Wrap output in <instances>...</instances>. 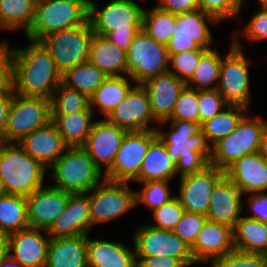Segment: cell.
<instances>
[{
	"mask_svg": "<svg viewBox=\"0 0 267 267\" xmlns=\"http://www.w3.org/2000/svg\"><path fill=\"white\" fill-rule=\"evenodd\" d=\"M176 175V166L169 158L164 143L156 137L143 159L139 175L133 181L139 184L148 181H171Z\"/></svg>",
	"mask_w": 267,
	"mask_h": 267,
	"instance_id": "obj_29",
	"label": "cell"
},
{
	"mask_svg": "<svg viewBox=\"0 0 267 267\" xmlns=\"http://www.w3.org/2000/svg\"><path fill=\"white\" fill-rule=\"evenodd\" d=\"M141 184L142 190L136 191V205L144 203L155 210L175 197L169 190L170 181H148Z\"/></svg>",
	"mask_w": 267,
	"mask_h": 267,
	"instance_id": "obj_42",
	"label": "cell"
},
{
	"mask_svg": "<svg viewBox=\"0 0 267 267\" xmlns=\"http://www.w3.org/2000/svg\"><path fill=\"white\" fill-rule=\"evenodd\" d=\"M50 168L52 187L72 194L88 193L105 179L82 146H68Z\"/></svg>",
	"mask_w": 267,
	"mask_h": 267,
	"instance_id": "obj_3",
	"label": "cell"
},
{
	"mask_svg": "<svg viewBox=\"0 0 267 267\" xmlns=\"http://www.w3.org/2000/svg\"><path fill=\"white\" fill-rule=\"evenodd\" d=\"M14 90L0 91V136L3 135Z\"/></svg>",
	"mask_w": 267,
	"mask_h": 267,
	"instance_id": "obj_56",
	"label": "cell"
},
{
	"mask_svg": "<svg viewBox=\"0 0 267 267\" xmlns=\"http://www.w3.org/2000/svg\"><path fill=\"white\" fill-rule=\"evenodd\" d=\"M212 267H267V254L233 249L226 255L209 261Z\"/></svg>",
	"mask_w": 267,
	"mask_h": 267,
	"instance_id": "obj_43",
	"label": "cell"
},
{
	"mask_svg": "<svg viewBox=\"0 0 267 267\" xmlns=\"http://www.w3.org/2000/svg\"><path fill=\"white\" fill-rule=\"evenodd\" d=\"M158 136L157 130L127 131L121 141L112 166L104 172L111 181H133L138 175L151 142Z\"/></svg>",
	"mask_w": 267,
	"mask_h": 267,
	"instance_id": "obj_13",
	"label": "cell"
},
{
	"mask_svg": "<svg viewBox=\"0 0 267 267\" xmlns=\"http://www.w3.org/2000/svg\"><path fill=\"white\" fill-rule=\"evenodd\" d=\"M170 122L171 129L166 133L158 129V138L164 143L169 158L176 166L181 151L191 143H202V124L185 120L168 119L158 123L163 126Z\"/></svg>",
	"mask_w": 267,
	"mask_h": 267,
	"instance_id": "obj_28",
	"label": "cell"
},
{
	"mask_svg": "<svg viewBox=\"0 0 267 267\" xmlns=\"http://www.w3.org/2000/svg\"><path fill=\"white\" fill-rule=\"evenodd\" d=\"M134 235L136 257L167 256L180 259L186 266L195 263L191 247L171 230L148 224L140 226Z\"/></svg>",
	"mask_w": 267,
	"mask_h": 267,
	"instance_id": "obj_14",
	"label": "cell"
},
{
	"mask_svg": "<svg viewBox=\"0 0 267 267\" xmlns=\"http://www.w3.org/2000/svg\"><path fill=\"white\" fill-rule=\"evenodd\" d=\"M228 105L217 89L198 91L200 123L202 124L206 120L213 118Z\"/></svg>",
	"mask_w": 267,
	"mask_h": 267,
	"instance_id": "obj_49",
	"label": "cell"
},
{
	"mask_svg": "<svg viewBox=\"0 0 267 267\" xmlns=\"http://www.w3.org/2000/svg\"><path fill=\"white\" fill-rule=\"evenodd\" d=\"M184 212L185 209L182 207L179 198L175 196L169 202L153 210V218L156 225H149L158 229L173 231Z\"/></svg>",
	"mask_w": 267,
	"mask_h": 267,
	"instance_id": "obj_46",
	"label": "cell"
},
{
	"mask_svg": "<svg viewBox=\"0 0 267 267\" xmlns=\"http://www.w3.org/2000/svg\"><path fill=\"white\" fill-rule=\"evenodd\" d=\"M224 175V170L209 164L201 171L180 177L177 197L185 211L207 216L213 188Z\"/></svg>",
	"mask_w": 267,
	"mask_h": 267,
	"instance_id": "obj_15",
	"label": "cell"
},
{
	"mask_svg": "<svg viewBox=\"0 0 267 267\" xmlns=\"http://www.w3.org/2000/svg\"><path fill=\"white\" fill-rule=\"evenodd\" d=\"M88 267H136L135 250L121 242L92 240L87 235Z\"/></svg>",
	"mask_w": 267,
	"mask_h": 267,
	"instance_id": "obj_26",
	"label": "cell"
},
{
	"mask_svg": "<svg viewBox=\"0 0 267 267\" xmlns=\"http://www.w3.org/2000/svg\"><path fill=\"white\" fill-rule=\"evenodd\" d=\"M37 0H0V29L29 31L35 17Z\"/></svg>",
	"mask_w": 267,
	"mask_h": 267,
	"instance_id": "obj_36",
	"label": "cell"
},
{
	"mask_svg": "<svg viewBox=\"0 0 267 267\" xmlns=\"http://www.w3.org/2000/svg\"><path fill=\"white\" fill-rule=\"evenodd\" d=\"M136 261V267H187L180 259L167 256L136 257Z\"/></svg>",
	"mask_w": 267,
	"mask_h": 267,
	"instance_id": "obj_54",
	"label": "cell"
},
{
	"mask_svg": "<svg viewBox=\"0 0 267 267\" xmlns=\"http://www.w3.org/2000/svg\"><path fill=\"white\" fill-rule=\"evenodd\" d=\"M144 10L134 0H111L98 11L97 5L89 0V20L93 32L100 36L117 32H139L142 29Z\"/></svg>",
	"mask_w": 267,
	"mask_h": 267,
	"instance_id": "obj_12",
	"label": "cell"
},
{
	"mask_svg": "<svg viewBox=\"0 0 267 267\" xmlns=\"http://www.w3.org/2000/svg\"><path fill=\"white\" fill-rule=\"evenodd\" d=\"M127 75L136 84L169 71L166 45L157 42L141 29L126 52Z\"/></svg>",
	"mask_w": 267,
	"mask_h": 267,
	"instance_id": "obj_7",
	"label": "cell"
},
{
	"mask_svg": "<svg viewBox=\"0 0 267 267\" xmlns=\"http://www.w3.org/2000/svg\"><path fill=\"white\" fill-rule=\"evenodd\" d=\"M51 115H68L90 108L89 97L60 83L50 100Z\"/></svg>",
	"mask_w": 267,
	"mask_h": 267,
	"instance_id": "obj_39",
	"label": "cell"
},
{
	"mask_svg": "<svg viewBox=\"0 0 267 267\" xmlns=\"http://www.w3.org/2000/svg\"><path fill=\"white\" fill-rule=\"evenodd\" d=\"M209 165V149L203 143H191L181 151L176 165L180 177L203 170Z\"/></svg>",
	"mask_w": 267,
	"mask_h": 267,
	"instance_id": "obj_41",
	"label": "cell"
},
{
	"mask_svg": "<svg viewBox=\"0 0 267 267\" xmlns=\"http://www.w3.org/2000/svg\"><path fill=\"white\" fill-rule=\"evenodd\" d=\"M175 23L176 14L163 11L157 6L150 11L144 10L142 29L159 43L168 44Z\"/></svg>",
	"mask_w": 267,
	"mask_h": 267,
	"instance_id": "obj_40",
	"label": "cell"
},
{
	"mask_svg": "<svg viewBox=\"0 0 267 267\" xmlns=\"http://www.w3.org/2000/svg\"><path fill=\"white\" fill-rule=\"evenodd\" d=\"M45 267H88L87 235L51 238Z\"/></svg>",
	"mask_w": 267,
	"mask_h": 267,
	"instance_id": "obj_27",
	"label": "cell"
},
{
	"mask_svg": "<svg viewBox=\"0 0 267 267\" xmlns=\"http://www.w3.org/2000/svg\"><path fill=\"white\" fill-rule=\"evenodd\" d=\"M220 55V52L216 49L207 50L200 57L192 77L186 83V86L197 91L217 89L222 62Z\"/></svg>",
	"mask_w": 267,
	"mask_h": 267,
	"instance_id": "obj_38",
	"label": "cell"
},
{
	"mask_svg": "<svg viewBox=\"0 0 267 267\" xmlns=\"http://www.w3.org/2000/svg\"><path fill=\"white\" fill-rule=\"evenodd\" d=\"M132 88V84L127 77L108 76L105 81L89 97L90 108L98 107L100 114L104 118L125 98Z\"/></svg>",
	"mask_w": 267,
	"mask_h": 267,
	"instance_id": "obj_34",
	"label": "cell"
},
{
	"mask_svg": "<svg viewBox=\"0 0 267 267\" xmlns=\"http://www.w3.org/2000/svg\"><path fill=\"white\" fill-rule=\"evenodd\" d=\"M250 110L241 105H228L213 118L202 123V143L210 149L227 137Z\"/></svg>",
	"mask_w": 267,
	"mask_h": 267,
	"instance_id": "obj_31",
	"label": "cell"
},
{
	"mask_svg": "<svg viewBox=\"0 0 267 267\" xmlns=\"http://www.w3.org/2000/svg\"><path fill=\"white\" fill-rule=\"evenodd\" d=\"M197 3L200 10L223 22L239 14L244 0H197Z\"/></svg>",
	"mask_w": 267,
	"mask_h": 267,
	"instance_id": "obj_48",
	"label": "cell"
},
{
	"mask_svg": "<svg viewBox=\"0 0 267 267\" xmlns=\"http://www.w3.org/2000/svg\"><path fill=\"white\" fill-rule=\"evenodd\" d=\"M156 6L163 11L173 14L199 9L197 0H159Z\"/></svg>",
	"mask_w": 267,
	"mask_h": 267,
	"instance_id": "obj_53",
	"label": "cell"
},
{
	"mask_svg": "<svg viewBox=\"0 0 267 267\" xmlns=\"http://www.w3.org/2000/svg\"><path fill=\"white\" fill-rule=\"evenodd\" d=\"M0 267H22L18 261H15L9 254H7L0 262Z\"/></svg>",
	"mask_w": 267,
	"mask_h": 267,
	"instance_id": "obj_58",
	"label": "cell"
},
{
	"mask_svg": "<svg viewBox=\"0 0 267 267\" xmlns=\"http://www.w3.org/2000/svg\"><path fill=\"white\" fill-rule=\"evenodd\" d=\"M247 201L252 215L246 217L267 223V193L257 192L248 194Z\"/></svg>",
	"mask_w": 267,
	"mask_h": 267,
	"instance_id": "obj_52",
	"label": "cell"
},
{
	"mask_svg": "<svg viewBox=\"0 0 267 267\" xmlns=\"http://www.w3.org/2000/svg\"><path fill=\"white\" fill-rule=\"evenodd\" d=\"M233 43L229 52L222 58L217 90L230 105H241L249 109L250 102V74L248 60L244 56L243 46L238 38V31H234ZM237 34V35H236Z\"/></svg>",
	"mask_w": 267,
	"mask_h": 267,
	"instance_id": "obj_8",
	"label": "cell"
},
{
	"mask_svg": "<svg viewBox=\"0 0 267 267\" xmlns=\"http://www.w3.org/2000/svg\"><path fill=\"white\" fill-rule=\"evenodd\" d=\"M233 249L232 228L208 219L191 246L195 263L204 264L226 255Z\"/></svg>",
	"mask_w": 267,
	"mask_h": 267,
	"instance_id": "obj_24",
	"label": "cell"
},
{
	"mask_svg": "<svg viewBox=\"0 0 267 267\" xmlns=\"http://www.w3.org/2000/svg\"><path fill=\"white\" fill-rule=\"evenodd\" d=\"M28 41V47L14 48L13 90L21 96L51 100L62 74L40 42Z\"/></svg>",
	"mask_w": 267,
	"mask_h": 267,
	"instance_id": "obj_1",
	"label": "cell"
},
{
	"mask_svg": "<svg viewBox=\"0 0 267 267\" xmlns=\"http://www.w3.org/2000/svg\"><path fill=\"white\" fill-rule=\"evenodd\" d=\"M241 31L251 42L267 39V8H260Z\"/></svg>",
	"mask_w": 267,
	"mask_h": 267,
	"instance_id": "obj_51",
	"label": "cell"
},
{
	"mask_svg": "<svg viewBox=\"0 0 267 267\" xmlns=\"http://www.w3.org/2000/svg\"><path fill=\"white\" fill-rule=\"evenodd\" d=\"M28 227L26 197L16 194L0 196V233L9 236Z\"/></svg>",
	"mask_w": 267,
	"mask_h": 267,
	"instance_id": "obj_35",
	"label": "cell"
},
{
	"mask_svg": "<svg viewBox=\"0 0 267 267\" xmlns=\"http://www.w3.org/2000/svg\"><path fill=\"white\" fill-rule=\"evenodd\" d=\"M90 202L86 193L71 194L63 214L47 230L51 238L88 235L91 229Z\"/></svg>",
	"mask_w": 267,
	"mask_h": 267,
	"instance_id": "obj_21",
	"label": "cell"
},
{
	"mask_svg": "<svg viewBox=\"0 0 267 267\" xmlns=\"http://www.w3.org/2000/svg\"><path fill=\"white\" fill-rule=\"evenodd\" d=\"M17 143L46 169H49L68 147L52 121L24 136Z\"/></svg>",
	"mask_w": 267,
	"mask_h": 267,
	"instance_id": "obj_23",
	"label": "cell"
},
{
	"mask_svg": "<svg viewBox=\"0 0 267 267\" xmlns=\"http://www.w3.org/2000/svg\"><path fill=\"white\" fill-rule=\"evenodd\" d=\"M138 32H117L108 33L105 37L121 50L127 52Z\"/></svg>",
	"mask_w": 267,
	"mask_h": 267,
	"instance_id": "obj_55",
	"label": "cell"
},
{
	"mask_svg": "<svg viewBox=\"0 0 267 267\" xmlns=\"http://www.w3.org/2000/svg\"><path fill=\"white\" fill-rule=\"evenodd\" d=\"M206 221L205 215L185 211L173 232L191 247Z\"/></svg>",
	"mask_w": 267,
	"mask_h": 267,
	"instance_id": "obj_47",
	"label": "cell"
},
{
	"mask_svg": "<svg viewBox=\"0 0 267 267\" xmlns=\"http://www.w3.org/2000/svg\"><path fill=\"white\" fill-rule=\"evenodd\" d=\"M8 254V235L0 233V262Z\"/></svg>",
	"mask_w": 267,
	"mask_h": 267,
	"instance_id": "obj_57",
	"label": "cell"
},
{
	"mask_svg": "<svg viewBox=\"0 0 267 267\" xmlns=\"http://www.w3.org/2000/svg\"><path fill=\"white\" fill-rule=\"evenodd\" d=\"M49 121H51L50 100L21 96L14 92L1 140L19 142L24 136L45 126Z\"/></svg>",
	"mask_w": 267,
	"mask_h": 267,
	"instance_id": "obj_9",
	"label": "cell"
},
{
	"mask_svg": "<svg viewBox=\"0 0 267 267\" xmlns=\"http://www.w3.org/2000/svg\"><path fill=\"white\" fill-rule=\"evenodd\" d=\"M106 119L126 131L157 130L148 127L151 121H157L151 112L148 93L141 84L134 85Z\"/></svg>",
	"mask_w": 267,
	"mask_h": 267,
	"instance_id": "obj_16",
	"label": "cell"
},
{
	"mask_svg": "<svg viewBox=\"0 0 267 267\" xmlns=\"http://www.w3.org/2000/svg\"><path fill=\"white\" fill-rule=\"evenodd\" d=\"M89 62L108 76L127 75L126 52L95 33L90 42Z\"/></svg>",
	"mask_w": 267,
	"mask_h": 267,
	"instance_id": "obj_30",
	"label": "cell"
},
{
	"mask_svg": "<svg viewBox=\"0 0 267 267\" xmlns=\"http://www.w3.org/2000/svg\"><path fill=\"white\" fill-rule=\"evenodd\" d=\"M242 195V191L224 175L213 188L207 219L233 228L245 204Z\"/></svg>",
	"mask_w": 267,
	"mask_h": 267,
	"instance_id": "obj_22",
	"label": "cell"
},
{
	"mask_svg": "<svg viewBox=\"0 0 267 267\" xmlns=\"http://www.w3.org/2000/svg\"><path fill=\"white\" fill-rule=\"evenodd\" d=\"M148 93L151 112L157 124L167 121L174 110L180 92L186 86L176 75L166 72L141 84Z\"/></svg>",
	"mask_w": 267,
	"mask_h": 267,
	"instance_id": "obj_20",
	"label": "cell"
},
{
	"mask_svg": "<svg viewBox=\"0 0 267 267\" xmlns=\"http://www.w3.org/2000/svg\"><path fill=\"white\" fill-rule=\"evenodd\" d=\"M259 152L267 160V125L265 126V129L262 134V140Z\"/></svg>",
	"mask_w": 267,
	"mask_h": 267,
	"instance_id": "obj_59",
	"label": "cell"
},
{
	"mask_svg": "<svg viewBox=\"0 0 267 267\" xmlns=\"http://www.w3.org/2000/svg\"><path fill=\"white\" fill-rule=\"evenodd\" d=\"M47 169L17 142L0 144V177L7 194L28 196L43 187Z\"/></svg>",
	"mask_w": 267,
	"mask_h": 267,
	"instance_id": "obj_2",
	"label": "cell"
},
{
	"mask_svg": "<svg viewBox=\"0 0 267 267\" xmlns=\"http://www.w3.org/2000/svg\"><path fill=\"white\" fill-rule=\"evenodd\" d=\"M169 119L200 123L198 91L185 86L178 96L173 113Z\"/></svg>",
	"mask_w": 267,
	"mask_h": 267,
	"instance_id": "obj_44",
	"label": "cell"
},
{
	"mask_svg": "<svg viewBox=\"0 0 267 267\" xmlns=\"http://www.w3.org/2000/svg\"><path fill=\"white\" fill-rule=\"evenodd\" d=\"M89 16V0H37L34 21L26 39L40 41L44 36L82 25Z\"/></svg>",
	"mask_w": 267,
	"mask_h": 267,
	"instance_id": "obj_4",
	"label": "cell"
},
{
	"mask_svg": "<svg viewBox=\"0 0 267 267\" xmlns=\"http://www.w3.org/2000/svg\"><path fill=\"white\" fill-rule=\"evenodd\" d=\"M46 234V230L28 227L9 235L8 254L22 267H45L51 240Z\"/></svg>",
	"mask_w": 267,
	"mask_h": 267,
	"instance_id": "obj_18",
	"label": "cell"
},
{
	"mask_svg": "<svg viewBox=\"0 0 267 267\" xmlns=\"http://www.w3.org/2000/svg\"><path fill=\"white\" fill-rule=\"evenodd\" d=\"M71 194L52 186H43L26 196L30 227L47 231L63 214Z\"/></svg>",
	"mask_w": 267,
	"mask_h": 267,
	"instance_id": "obj_17",
	"label": "cell"
},
{
	"mask_svg": "<svg viewBox=\"0 0 267 267\" xmlns=\"http://www.w3.org/2000/svg\"><path fill=\"white\" fill-rule=\"evenodd\" d=\"M93 34L88 18L82 25L51 33L39 42L49 52L58 70L63 74L67 69L89 61Z\"/></svg>",
	"mask_w": 267,
	"mask_h": 267,
	"instance_id": "obj_6",
	"label": "cell"
},
{
	"mask_svg": "<svg viewBox=\"0 0 267 267\" xmlns=\"http://www.w3.org/2000/svg\"><path fill=\"white\" fill-rule=\"evenodd\" d=\"M86 194L90 202L91 228L118 218L136 206V192L127 182L104 179Z\"/></svg>",
	"mask_w": 267,
	"mask_h": 267,
	"instance_id": "obj_11",
	"label": "cell"
},
{
	"mask_svg": "<svg viewBox=\"0 0 267 267\" xmlns=\"http://www.w3.org/2000/svg\"><path fill=\"white\" fill-rule=\"evenodd\" d=\"M14 48L0 42V91L13 90Z\"/></svg>",
	"mask_w": 267,
	"mask_h": 267,
	"instance_id": "obj_50",
	"label": "cell"
},
{
	"mask_svg": "<svg viewBox=\"0 0 267 267\" xmlns=\"http://www.w3.org/2000/svg\"><path fill=\"white\" fill-rule=\"evenodd\" d=\"M217 22L220 21L216 17L200 9L176 14L172 37L166 45L168 54L212 49L214 39L207 24Z\"/></svg>",
	"mask_w": 267,
	"mask_h": 267,
	"instance_id": "obj_10",
	"label": "cell"
},
{
	"mask_svg": "<svg viewBox=\"0 0 267 267\" xmlns=\"http://www.w3.org/2000/svg\"><path fill=\"white\" fill-rule=\"evenodd\" d=\"M127 131L106 118L94 121L89 136L82 147L87 151L95 164L103 171L102 164L107 171L113 164L121 141Z\"/></svg>",
	"mask_w": 267,
	"mask_h": 267,
	"instance_id": "obj_19",
	"label": "cell"
},
{
	"mask_svg": "<svg viewBox=\"0 0 267 267\" xmlns=\"http://www.w3.org/2000/svg\"><path fill=\"white\" fill-rule=\"evenodd\" d=\"M7 194L2 178L0 177V196Z\"/></svg>",
	"mask_w": 267,
	"mask_h": 267,
	"instance_id": "obj_60",
	"label": "cell"
},
{
	"mask_svg": "<svg viewBox=\"0 0 267 267\" xmlns=\"http://www.w3.org/2000/svg\"><path fill=\"white\" fill-rule=\"evenodd\" d=\"M232 232L235 249L267 254V223L241 216Z\"/></svg>",
	"mask_w": 267,
	"mask_h": 267,
	"instance_id": "obj_32",
	"label": "cell"
},
{
	"mask_svg": "<svg viewBox=\"0 0 267 267\" xmlns=\"http://www.w3.org/2000/svg\"><path fill=\"white\" fill-rule=\"evenodd\" d=\"M266 125L260 116L252 118L248 112L227 137L209 149V164L225 171L237 159L259 152Z\"/></svg>",
	"mask_w": 267,
	"mask_h": 267,
	"instance_id": "obj_5",
	"label": "cell"
},
{
	"mask_svg": "<svg viewBox=\"0 0 267 267\" xmlns=\"http://www.w3.org/2000/svg\"><path fill=\"white\" fill-rule=\"evenodd\" d=\"M93 115V110H84L68 115H51V121L68 146H82L93 126Z\"/></svg>",
	"mask_w": 267,
	"mask_h": 267,
	"instance_id": "obj_33",
	"label": "cell"
},
{
	"mask_svg": "<svg viewBox=\"0 0 267 267\" xmlns=\"http://www.w3.org/2000/svg\"><path fill=\"white\" fill-rule=\"evenodd\" d=\"M107 77V74L88 61L67 69L62 74L61 83L90 97Z\"/></svg>",
	"mask_w": 267,
	"mask_h": 267,
	"instance_id": "obj_37",
	"label": "cell"
},
{
	"mask_svg": "<svg viewBox=\"0 0 267 267\" xmlns=\"http://www.w3.org/2000/svg\"><path fill=\"white\" fill-rule=\"evenodd\" d=\"M225 175L244 195L267 190V160L256 152L237 159Z\"/></svg>",
	"mask_w": 267,
	"mask_h": 267,
	"instance_id": "obj_25",
	"label": "cell"
},
{
	"mask_svg": "<svg viewBox=\"0 0 267 267\" xmlns=\"http://www.w3.org/2000/svg\"><path fill=\"white\" fill-rule=\"evenodd\" d=\"M260 8H267V0H258Z\"/></svg>",
	"mask_w": 267,
	"mask_h": 267,
	"instance_id": "obj_61",
	"label": "cell"
},
{
	"mask_svg": "<svg viewBox=\"0 0 267 267\" xmlns=\"http://www.w3.org/2000/svg\"><path fill=\"white\" fill-rule=\"evenodd\" d=\"M207 50H193V51H183L178 54H168L169 55V72L176 75L185 84L191 79L193 71L200 60V57ZM176 70V72L174 70Z\"/></svg>",
	"mask_w": 267,
	"mask_h": 267,
	"instance_id": "obj_45",
	"label": "cell"
}]
</instances>
